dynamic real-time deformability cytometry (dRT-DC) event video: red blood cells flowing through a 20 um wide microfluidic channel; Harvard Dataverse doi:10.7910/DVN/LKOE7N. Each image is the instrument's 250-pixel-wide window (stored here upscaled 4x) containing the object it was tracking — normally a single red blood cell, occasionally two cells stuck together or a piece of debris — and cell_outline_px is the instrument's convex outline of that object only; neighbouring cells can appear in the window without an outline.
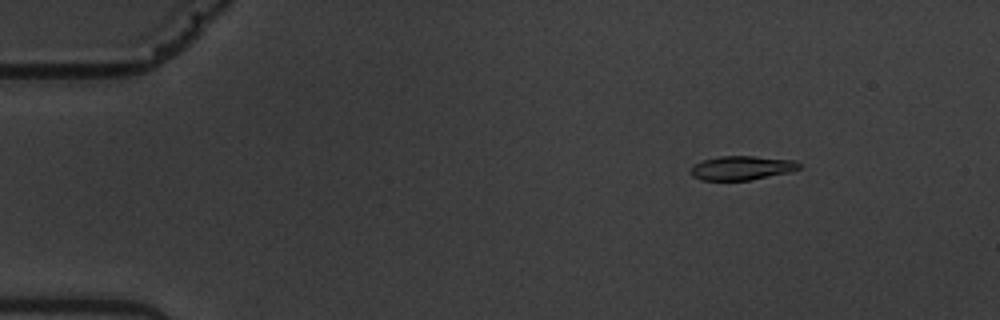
{"species": "common noctule bat (a hibernating species)", "species_latin": "Nyctalus noctula", "temperature_condition": "warm", "stored_images_in_passage": 58, "camera_frame_rate_fps": 3000, "um_per_image_px": 0.085, "animal": {"sex": "male", "body_mass_g": 19.5, "forearm_length_mm": 54.6}, "frame": {"image": 1, "passage_image": 8, "time_ms": 2.333, "image_size_px": [1000, 320], "cell_outline_px": [[800, 168], [788, 172], [748, 180], [700, 180], [692, 176], [688, 172], [692, 164], [704, 160], [720, 156], [752, 156], [796, 160], [800, 164]], "centroid_in_image_um": [62.98, 14.27], "position_along_channel_um": 22.0, "area_um2": 15.2}}
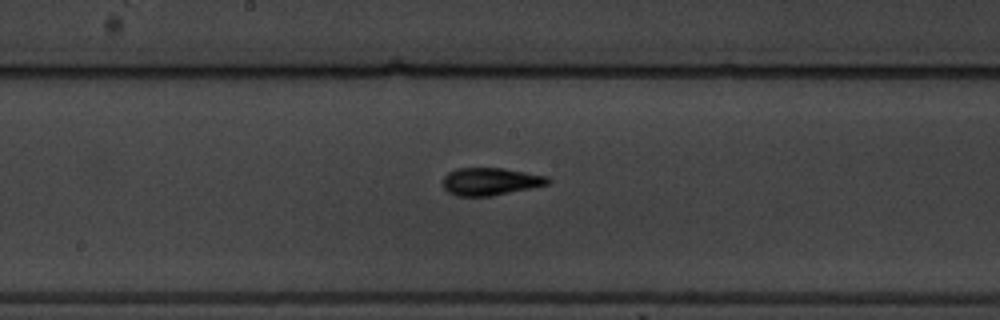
{"frame": {"image": 2, "passage_image": 31, "time_ms": 10.0, "image_size_px": [1000, 320], "cell_outline_px": [[552, 180], [548, 184], [492, 196], [456, 196], [448, 192], [444, 188], [444, 176], [448, 172], [456, 168], [504, 168], [548, 176]], "centroid_in_image_um": [41.68, 15.42], "position_along_channel_um": 206.5, "area_um2": 16.88}}
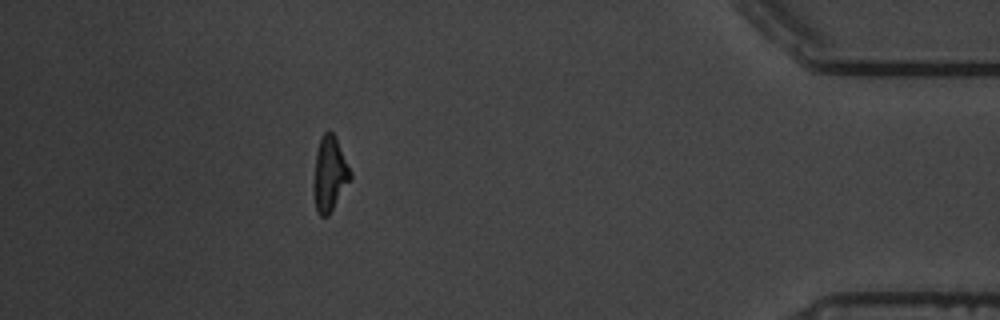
{"frame": {"image": 3, "passage_image": 52, "time_ms": 17.0, "image_size_px": [1000, 320], "cell_outline_px": [[352, 180], [328, 216], [320, 216], [316, 212], [312, 184], [316, 152], [320, 140], [324, 132], [332, 132], [336, 136], [352, 172]], "centroid_in_image_um": [28.03, 14.82], "position_along_channel_um": 407.2, "area_um2": 16.42}, "authors_computed_cell_mechanics": {"area_um2": 16.3863, "velocity_mm_per_s": 3.5315, "shape_relaxation_time_tau1_ms": 4.1718, "shape_relaxation_time_tau2_ms": 1.9633, "deformation_change_tau1": 0.1785, "deformation_change_tau2": 0.0915}}